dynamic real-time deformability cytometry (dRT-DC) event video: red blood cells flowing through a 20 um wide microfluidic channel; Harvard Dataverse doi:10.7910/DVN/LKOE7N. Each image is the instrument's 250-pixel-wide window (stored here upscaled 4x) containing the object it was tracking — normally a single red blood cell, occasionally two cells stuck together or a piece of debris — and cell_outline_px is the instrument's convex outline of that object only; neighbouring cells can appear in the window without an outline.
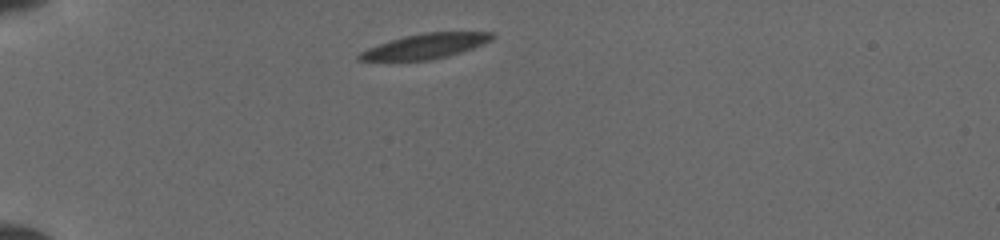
{"species": "common noctule bat (a hibernating species)", "species_latin": "Nyctalus noctula", "temperature_condition": "cold", "stored_images_in_passage": 3, "camera_frame_rate_fps": 3000, "um_per_image_px": 0.085, "animal": {"sex": "female", "body_mass_g": 19.5, "forearm_length_mm": 54.1}, "frame": {"image": 1, "passage_image": 1, "time_ms": 0.0, "image_size_px": [1000, 240], "cell_outline_px": [[496, 36], [492, 40], [484, 44], [448, 56], [428, 60], [360, 60], [356, 56], [360, 52], [368, 48], [404, 36], [424, 32], [492, 32]], "centroid_in_image_um": [36.21, 3.91], "position_along_channel_um": 48.8, "area_um2": 19.07}}
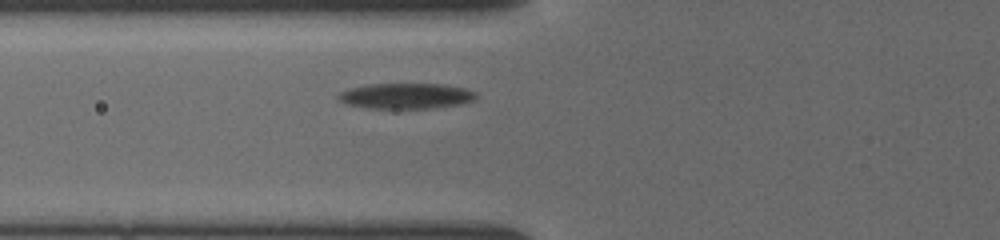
{"frame": {"image": 2, "passage_image": 3, "time_ms": 2.0, "image_size_px": [1000, 240], "cell_outline_px": [[476, 96], [472, 100], [456, 104], [428, 108], [368, 108], [348, 104], [340, 100], [336, 96], [340, 92], [352, 88], [368, 84], [440, 84], [464, 88], [476, 92]], "centroid_in_image_um": [34.47, 8.15], "position_along_channel_um": 91.3, "area_um2": 20.06}}